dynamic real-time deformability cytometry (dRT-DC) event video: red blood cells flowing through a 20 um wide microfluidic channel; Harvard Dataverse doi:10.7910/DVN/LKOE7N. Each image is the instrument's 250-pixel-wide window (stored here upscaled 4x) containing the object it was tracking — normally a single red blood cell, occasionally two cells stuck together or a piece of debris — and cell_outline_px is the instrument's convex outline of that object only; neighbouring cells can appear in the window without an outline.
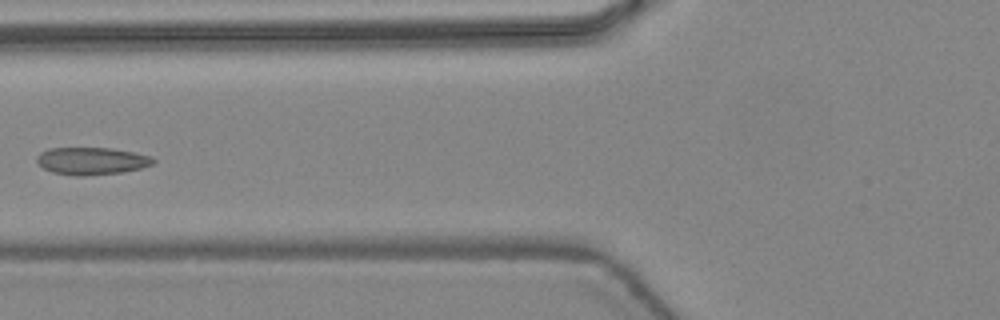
{"species": "common noctule bat (a hibernating species)", "species_latin": "Nyctalus noctula", "temperature_condition": "warm", "stored_images_in_passage": 6, "camera_frame_rate_fps": 3000, "um_per_image_px": 0.085, "animal": {"sex": "female", "body_mass_g": 24.6, "forearm_length_mm": 56.2}, "frame": {"image": 1, "passage_image": 6, "time_ms": 1.667, "image_size_px": [1000, 320], "cell_outline_px": [[156, 160], [152, 164], [140, 168], [120, 172], [84, 176], [72, 176], [52, 172], [44, 168], [36, 160], [36, 156], [40, 152], [48, 148], [112, 148], [152, 156]], "centroid_in_image_um": [7.76, 13.68], "position_along_channel_um": 118.0, "area_um2": 18.55}}